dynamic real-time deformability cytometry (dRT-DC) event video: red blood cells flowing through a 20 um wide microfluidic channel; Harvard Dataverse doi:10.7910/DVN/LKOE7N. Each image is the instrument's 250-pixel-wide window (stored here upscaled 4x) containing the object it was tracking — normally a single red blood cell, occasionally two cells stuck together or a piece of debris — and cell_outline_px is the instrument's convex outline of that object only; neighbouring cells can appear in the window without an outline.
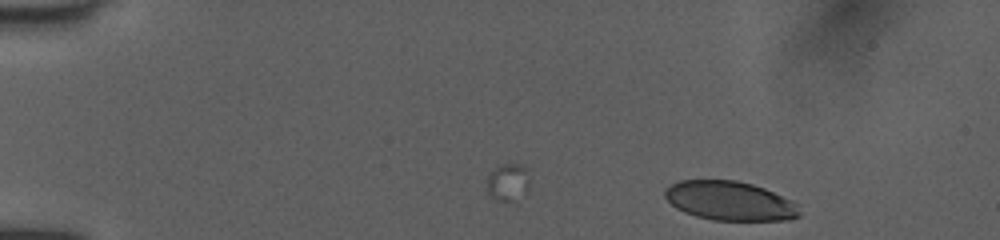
{"species": "human", "species_latin": "Homo sapiens", "temperature_condition": "room temperature", "stored_images_in_passage": 43, "camera_frame_rate_fps": 3000, "um_per_image_px": 0.085, "donor": {"sex": "female"}, "frame": {"image": 1, "passage_image": 1, "time_ms": 0.0, "image_size_px": [1000, 240], "cell_outline_px": [[800, 216], [788, 220], [712, 220], [696, 216], [684, 212], [676, 208], [664, 196], [664, 188], [680, 180], [736, 180], [752, 184], [764, 188], [792, 200], [796, 204], [800, 212]], "centroid_in_image_um": [62.02, 17.07], "position_along_channel_um": 23.0, "area_um2": 30.75}}
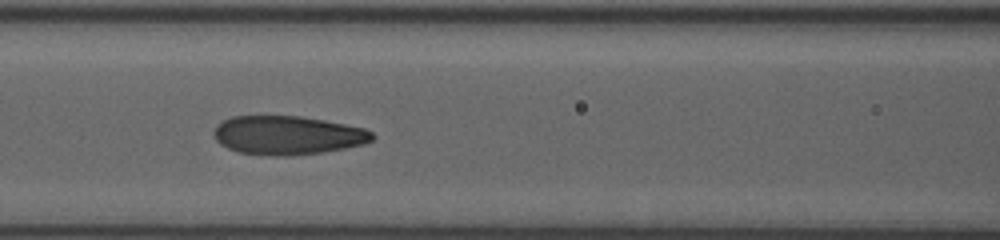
{"frame": {"image": 2, "passage_image": 18, "time_ms": 5.667, "image_size_px": [1000, 240], "cell_outline_px": [[376, 136], [372, 140], [364, 144], [324, 152], [284, 156], [276, 156], [240, 152], [228, 148], [220, 144], [216, 140], [212, 132], [216, 124], [232, 116], [300, 116], [324, 120], [364, 128], [372, 132]], "centroid_in_image_um": [24.43, 11.49], "position_along_channel_um": 142.2, "area_um2": 35.78}}
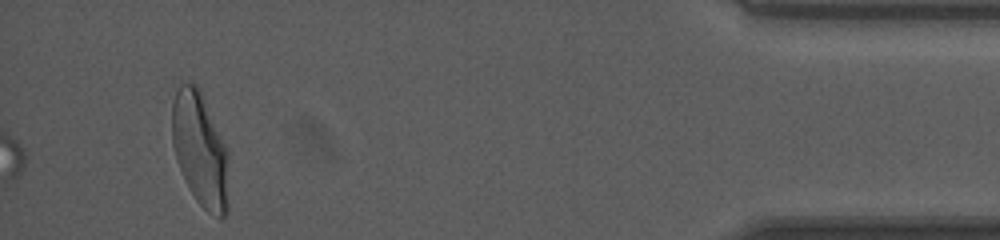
{"frame": {"image": 3, "passage_image": 43, "time_ms": 14.0, "image_size_px": [1000, 240], "cell_outline_px": [[228, 212], [224, 216], [220, 216], [208, 212], [196, 200], [180, 168], [172, 144], [172, 104], [176, 92], [180, 84], [192, 84], [200, 88], [228, 152]], "centroid_in_image_um": [17.02, 12.71], "position_along_channel_um": 418.2, "area_um2": 37.22}, "authors_computed_cell_mechanics": {"area_um2": 35.258, "velocity_mm_per_s": 4.0363, "shape_relaxation_time_tau1_ms": 5.4127, "shape_relaxation_time_tau2_ms": 0.9431, "deformation_change_tau1": 0.2112, "deformation_change_tau2": 0.0697}}